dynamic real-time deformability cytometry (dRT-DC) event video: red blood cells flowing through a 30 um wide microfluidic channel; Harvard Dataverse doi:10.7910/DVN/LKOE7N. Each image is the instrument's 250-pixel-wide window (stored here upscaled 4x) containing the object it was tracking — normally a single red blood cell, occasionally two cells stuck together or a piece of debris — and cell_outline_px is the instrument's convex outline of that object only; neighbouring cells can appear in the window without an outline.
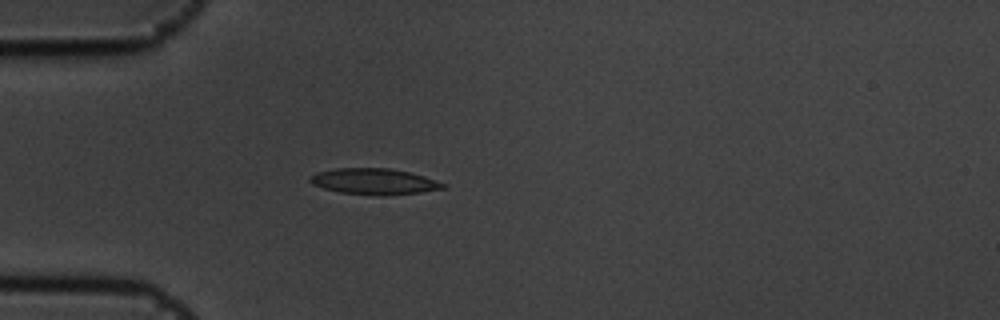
{"species": "common noctule bat (a hibernating species)", "species_latin": "Nyctalus noctula", "temperature_condition": "cold", "stored_images_in_passage": 41, "camera_frame_rate_fps": 3000, "um_per_image_px": 0.085, "animal": {"sex": "male", "body_mass_g": 19.5, "forearm_length_mm": 54.6}, "frame": {"image": 1, "passage_image": 1, "time_ms": 0.0, "image_size_px": [1000, 320], "cell_outline_px": [[448, 184], [444, 188], [420, 192], [380, 196], [340, 192], [324, 188], [312, 184], [308, 180], [316, 172], [336, 168], [388, 168], [408, 172], [424, 176]], "centroid_in_image_um": [31.8, 15.42], "position_along_channel_um": 53.2, "area_um2": 20.06}}
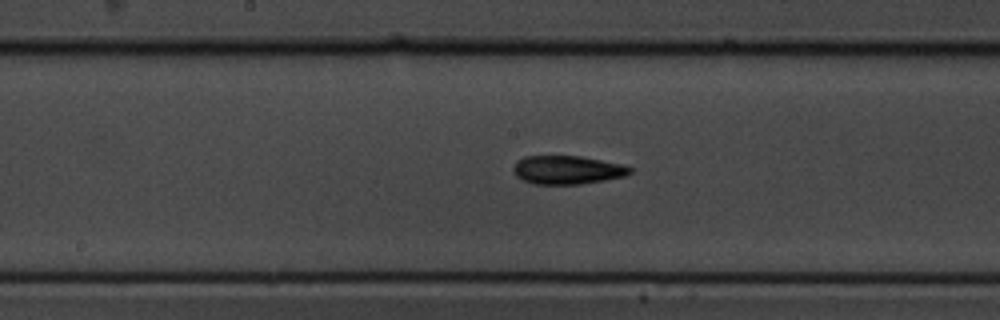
{"frame": {"image": 2, "passage_image": 14, "time_ms": 4.333, "image_size_px": [1000, 320], "cell_outline_px": [[632, 172], [624, 176], [604, 180], [580, 184], [532, 184], [516, 176], [512, 172], [512, 168], [516, 160], [524, 156], [580, 156], [620, 164], [632, 168]], "centroid_in_image_um": [48.16, 14.44], "position_along_channel_um": 200.0, "area_um2": 19.36}}
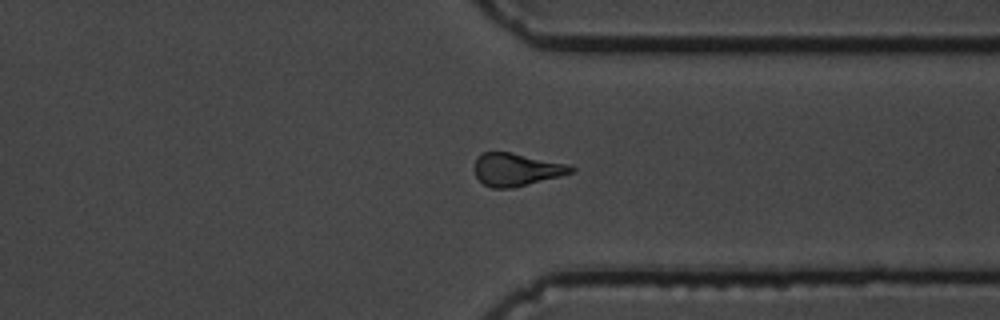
{"frame": {"image": 3, "passage_image": 28, "time_ms": 9.0, "image_size_px": [1000, 320], "cell_outline_px": [[576, 168], [572, 172], [560, 176], [512, 188], [492, 188], [484, 184], [476, 176], [476, 156], [480, 152], [508, 152], [572, 164]], "centroid_in_image_um": [43.92, 14.4], "position_along_channel_um": 367.5, "area_um2": 18.38}, "authors_computed_cell_mechanics": {"area_um2": 18.785, "velocity_mm_per_s": 3.6025, "shape_relaxation_time_tau1_ms": 3.0924, "shape_relaxation_time_tau2_ms": 3.6115, "deformation_change_tau1": 0.124, "deformation_change_tau2": 0.1081}}